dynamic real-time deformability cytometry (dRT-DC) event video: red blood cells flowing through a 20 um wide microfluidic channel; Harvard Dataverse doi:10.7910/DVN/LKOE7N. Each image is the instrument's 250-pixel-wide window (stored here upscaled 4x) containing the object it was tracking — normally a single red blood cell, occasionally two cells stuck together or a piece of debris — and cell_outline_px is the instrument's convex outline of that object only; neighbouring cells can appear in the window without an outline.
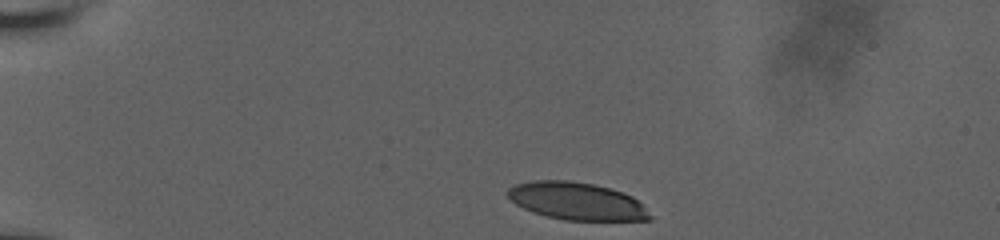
{"species": "human", "species_latin": "Homo sapiens", "temperature_condition": "room temperature", "stored_images_in_passage": 9, "camera_frame_rate_fps": 3000, "um_per_image_px": 0.085, "donor": {"sex": "male"}, "frame": {"image": 1, "passage_image": 1, "time_ms": 0.0, "image_size_px": [1000, 240], "cell_outline_px": [[652, 220], [564, 220], [532, 212], [516, 204], [504, 192], [508, 188], [516, 184], [532, 180], [568, 180], [592, 184], [608, 188], [632, 196], [652, 216]], "centroid_in_image_um": [48.97, 17.09], "position_along_channel_um": 36.0, "area_um2": 30.81}}
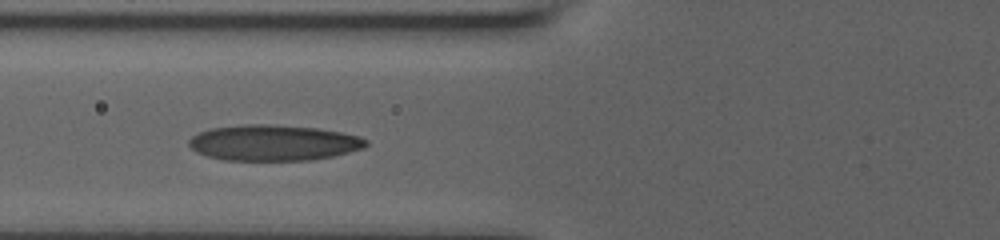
{"frame": {"image": 2, "passage_image": 6, "time_ms": 1.667, "image_size_px": [1000, 240], "cell_outline_px": [[368, 144], [364, 148], [332, 156], [312, 160], [224, 160], [208, 156], [196, 152], [188, 144], [188, 140], [192, 136], [200, 132], [212, 128], [244, 124], [268, 124], [316, 128], [340, 132], [360, 136], [368, 140]], "centroid_in_image_um": [23.25, 12.13], "position_along_channel_um": 102.6, "area_um2": 36.88}}
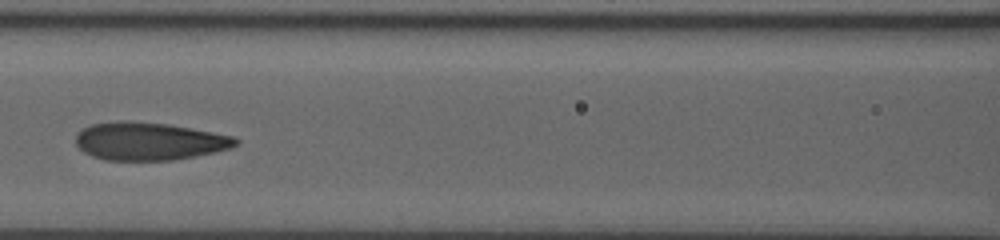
{"frame": {"image": 3, "passage_image": 8, "time_ms": 2.333, "image_size_px": [1000, 240], "cell_outline_px": [[240, 140], [236, 144], [228, 148], [212, 152], [172, 160], [104, 160], [92, 156], [84, 152], [76, 144], [76, 136], [84, 128], [92, 124], [124, 120], [128, 120], [168, 124], [212, 132], [232, 136]], "centroid_in_image_um": [12.63, 12.0], "position_along_channel_um": 154.0, "area_um2": 34.85}}